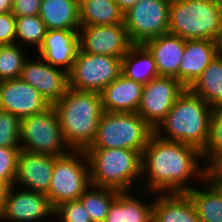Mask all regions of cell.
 Listing matches in <instances>:
<instances>
[{
    "label": "cell",
    "mask_w": 222,
    "mask_h": 222,
    "mask_svg": "<svg viewBox=\"0 0 222 222\" xmlns=\"http://www.w3.org/2000/svg\"><path fill=\"white\" fill-rule=\"evenodd\" d=\"M206 177L207 166L199 149L151 135L142 152L141 190L154 194L186 193L194 188L192 184L200 185Z\"/></svg>",
    "instance_id": "obj_1"
},
{
    "label": "cell",
    "mask_w": 222,
    "mask_h": 222,
    "mask_svg": "<svg viewBox=\"0 0 222 222\" xmlns=\"http://www.w3.org/2000/svg\"><path fill=\"white\" fill-rule=\"evenodd\" d=\"M214 108L186 88L154 133L168 141L192 145L202 151L208 141Z\"/></svg>",
    "instance_id": "obj_2"
},
{
    "label": "cell",
    "mask_w": 222,
    "mask_h": 222,
    "mask_svg": "<svg viewBox=\"0 0 222 222\" xmlns=\"http://www.w3.org/2000/svg\"><path fill=\"white\" fill-rule=\"evenodd\" d=\"M67 145L72 150H85L94 141L103 114L101 94L68 88L53 104Z\"/></svg>",
    "instance_id": "obj_3"
},
{
    "label": "cell",
    "mask_w": 222,
    "mask_h": 222,
    "mask_svg": "<svg viewBox=\"0 0 222 222\" xmlns=\"http://www.w3.org/2000/svg\"><path fill=\"white\" fill-rule=\"evenodd\" d=\"M84 151L89 163L90 185L119 192L140 189L142 178L140 151L123 148H86Z\"/></svg>",
    "instance_id": "obj_4"
},
{
    "label": "cell",
    "mask_w": 222,
    "mask_h": 222,
    "mask_svg": "<svg viewBox=\"0 0 222 222\" xmlns=\"http://www.w3.org/2000/svg\"><path fill=\"white\" fill-rule=\"evenodd\" d=\"M168 33L185 40L219 41L222 9L214 0H171Z\"/></svg>",
    "instance_id": "obj_5"
},
{
    "label": "cell",
    "mask_w": 222,
    "mask_h": 222,
    "mask_svg": "<svg viewBox=\"0 0 222 222\" xmlns=\"http://www.w3.org/2000/svg\"><path fill=\"white\" fill-rule=\"evenodd\" d=\"M154 129L136 112H103L94 141L87 148L144 151Z\"/></svg>",
    "instance_id": "obj_6"
},
{
    "label": "cell",
    "mask_w": 222,
    "mask_h": 222,
    "mask_svg": "<svg viewBox=\"0 0 222 222\" xmlns=\"http://www.w3.org/2000/svg\"><path fill=\"white\" fill-rule=\"evenodd\" d=\"M89 186V163L84 150L55 156L51 185L46 194L54 209L64 202L79 200Z\"/></svg>",
    "instance_id": "obj_7"
},
{
    "label": "cell",
    "mask_w": 222,
    "mask_h": 222,
    "mask_svg": "<svg viewBox=\"0 0 222 222\" xmlns=\"http://www.w3.org/2000/svg\"><path fill=\"white\" fill-rule=\"evenodd\" d=\"M20 128L22 150L52 156H61L72 150L64 139L53 105L40 113L21 119Z\"/></svg>",
    "instance_id": "obj_8"
},
{
    "label": "cell",
    "mask_w": 222,
    "mask_h": 222,
    "mask_svg": "<svg viewBox=\"0 0 222 222\" xmlns=\"http://www.w3.org/2000/svg\"><path fill=\"white\" fill-rule=\"evenodd\" d=\"M122 58L78 51L68 73L69 87L78 91L98 92L121 75Z\"/></svg>",
    "instance_id": "obj_9"
},
{
    "label": "cell",
    "mask_w": 222,
    "mask_h": 222,
    "mask_svg": "<svg viewBox=\"0 0 222 222\" xmlns=\"http://www.w3.org/2000/svg\"><path fill=\"white\" fill-rule=\"evenodd\" d=\"M171 0H139L124 12V25L132 44L168 33Z\"/></svg>",
    "instance_id": "obj_10"
},
{
    "label": "cell",
    "mask_w": 222,
    "mask_h": 222,
    "mask_svg": "<svg viewBox=\"0 0 222 222\" xmlns=\"http://www.w3.org/2000/svg\"><path fill=\"white\" fill-rule=\"evenodd\" d=\"M185 89L175 77H155L144 84L137 113L155 130Z\"/></svg>",
    "instance_id": "obj_11"
},
{
    "label": "cell",
    "mask_w": 222,
    "mask_h": 222,
    "mask_svg": "<svg viewBox=\"0 0 222 222\" xmlns=\"http://www.w3.org/2000/svg\"><path fill=\"white\" fill-rule=\"evenodd\" d=\"M54 211L46 194L13 185L8 187L0 222L53 221Z\"/></svg>",
    "instance_id": "obj_12"
},
{
    "label": "cell",
    "mask_w": 222,
    "mask_h": 222,
    "mask_svg": "<svg viewBox=\"0 0 222 222\" xmlns=\"http://www.w3.org/2000/svg\"><path fill=\"white\" fill-rule=\"evenodd\" d=\"M79 51L122 58L133 45L124 23L82 26L78 30Z\"/></svg>",
    "instance_id": "obj_13"
},
{
    "label": "cell",
    "mask_w": 222,
    "mask_h": 222,
    "mask_svg": "<svg viewBox=\"0 0 222 222\" xmlns=\"http://www.w3.org/2000/svg\"><path fill=\"white\" fill-rule=\"evenodd\" d=\"M29 56L24 63L20 78L34 87L53 105L69 88L68 73L53 67L39 55L35 57L30 54Z\"/></svg>",
    "instance_id": "obj_14"
},
{
    "label": "cell",
    "mask_w": 222,
    "mask_h": 222,
    "mask_svg": "<svg viewBox=\"0 0 222 222\" xmlns=\"http://www.w3.org/2000/svg\"><path fill=\"white\" fill-rule=\"evenodd\" d=\"M50 105L34 87L21 78L0 82V109L20 120L40 113Z\"/></svg>",
    "instance_id": "obj_15"
},
{
    "label": "cell",
    "mask_w": 222,
    "mask_h": 222,
    "mask_svg": "<svg viewBox=\"0 0 222 222\" xmlns=\"http://www.w3.org/2000/svg\"><path fill=\"white\" fill-rule=\"evenodd\" d=\"M55 156L20 150L14 185L47 194L52 180Z\"/></svg>",
    "instance_id": "obj_16"
},
{
    "label": "cell",
    "mask_w": 222,
    "mask_h": 222,
    "mask_svg": "<svg viewBox=\"0 0 222 222\" xmlns=\"http://www.w3.org/2000/svg\"><path fill=\"white\" fill-rule=\"evenodd\" d=\"M79 51L78 30H47L43 43L36 51L53 67L69 73Z\"/></svg>",
    "instance_id": "obj_17"
},
{
    "label": "cell",
    "mask_w": 222,
    "mask_h": 222,
    "mask_svg": "<svg viewBox=\"0 0 222 222\" xmlns=\"http://www.w3.org/2000/svg\"><path fill=\"white\" fill-rule=\"evenodd\" d=\"M146 193L147 196L150 193L147 200L144 199ZM153 206L154 193L150 191L136 189V191L119 192L110 204L109 212L103 222H152Z\"/></svg>",
    "instance_id": "obj_18"
},
{
    "label": "cell",
    "mask_w": 222,
    "mask_h": 222,
    "mask_svg": "<svg viewBox=\"0 0 222 222\" xmlns=\"http://www.w3.org/2000/svg\"><path fill=\"white\" fill-rule=\"evenodd\" d=\"M220 53L217 41L193 39L185 41V51L178 71V80L189 88Z\"/></svg>",
    "instance_id": "obj_19"
},
{
    "label": "cell",
    "mask_w": 222,
    "mask_h": 222,
    "mask_svg": "<svg viewBox=\"0 0 222 222\" xmlns=\"http://www.w3.org/2000/svg\"><path fill=\"white\" fill-rule=\"evenodd\" d=\"M144 84L120 75L101 94L104 112L136 113L139 106Z\"/></svg>",
    "instance_id": "obj_20"
},
{
    "label": "cell",
    "mask_w": 222,
    "mask_h": 222,
    "mask_svg": "<svg viewBox=\"0 0 222 222\" xmlns=\"http://www.w3.org/2000/svg\"><path fill=\"white\" fill-rule=\"evenodd\" d=\"M185 39L166 33L146 41L143 45L153 55L159 76L175 77L185 51Z\"/></svg>",
    "instance_id": "obj_21"
},
{
    "label": "cell",
    "mask_w": 222,
    "mask_h": 222,
    "mask_svg": "<svg viewBox=\"0 0 222 222\" xmlns=\"http://www.w3.org/2000/svg\"><path fill=\"white\" fill-rule=\"evenodd\" d=\"M152 222H200L186 193L154 194Z\"/></svg>",
    "instance_id": "obj_22"
},
{
    "label": "cell",
    "mask_w": 222,
    "mask_h": 222,
    "mask_svg": "<svg viewBox=\"0 0 222 222\" xmlns=\"http://www.w3.org/2000/svg\"><path fill=\"white\" fill-rule=\"evenodd\" d=\"M39 17L47 30H79V0H42Z\"/></svg>",
    "instance_id": "obj_23"
},
{
    "label": "cell",
    "mask_w": 222,
    "mask_h": 222,
    "mask_svg": "<svg viewBox=\"0 0 222 222\" xmlns=\"http://www.w3.org/2000/svg\"><path fill=\"white\" fill-rule=\"evenodd\" d=\"M200 185L203 187L197 184L186 192L195 206L200 222H222V190L208 177Z\"/></svg>",
    "instance_id": "obj_24"
},
{
    "label": "cell",
    "mask_w": 222,
    "mask_h": 222,
    "mask_svg": "<svg viewBox=\"0 0 222 222\" xmlns=\"http://www.w3.org/2000/svg\"><path fill=\"white\" fill-rule=\"evenodd\" d=\"M121 74L143 84L159 76L153 55L143 44H133L122 57Z\"/></svg>",
    "instance_id": "obj_25"
},
{
    "label": "cell",
    "mask_w": 222,
    "mask_h": 222,
    "mask_svg": "<svg viewBox=\"0 0 222 222\" xmlns=\"http://www.w3.org/2000/svg\"><path fill=\"white\" fill-rule=\"evenodd\" d=\"M80 26L124 23V12L115 0H79Z\"/></svg>",
    "instance_id": "obj_26"
},
{
    "label": "cell",
    "mask_w": 222,
    "mask_h": 222,
    "mask_svg": "<svg viewBox=\"0 0 222 222\" xmlns=\"http://www.w3.org/2000/svg\"><path fill=\"white\" fill-rule=\"evenodd\" d=\"M189 89L214 109L222 106V54L219 53Z\"/></svg>",
    "instance_id": "obj_27"
},
{
    "label": "cell",
    "mask_w": 222,
    "mask_h": 222,
    "mask_svg": "<svg viewBox=\"0 0 222 222\" xmlns=\"http://www.w3.org/2000/svg\"><path fill=\"white\" fill-rule=\"evenodd\" d=\"M118 193L119 191L113 189L90 185L79 200L93 222H103L109 212L110 204Z\"/></svg>",
    "instance_id": "obj_28"
},
{
    "label": "cell",
    "mask_w": 222,
    "mask_h": 222,
    "mask_svg": "<svg viewBox=\"0 0 222 222\" xmlns=\"http://www.w3.org/2000/svg\"><path fill=\"white\" fill-rule=\"evenodd\" d=\"M46 32V25L39 15L16 17L15 43L20 46L25 48L31 46L37 51L43 43Z\"/></svg>",
    "instance_id": "obj_29"
},
{
    "label": "cell",
    "mask_w": 222,
    "mask_h": 222,
    "mask_svg": "<svg viewBox=\"0 0 222 222\" xmlns=\"http://www.w3.org/2000/svg\"><path fill=\"white\" fill-rule=\"evenodd\" d=\"M28 52V53H27ZM30 50L17 43L0 45V82L20 78Z\"/></svg>",
    "instance_id": "obj_30"
},
{
    "label": "cell",
    "mask_w": 222,
    "mask_h": 222,
    "mask_svg": "<svg viewBox=\"0 0 222 222\" xmlns=\"http://www.w3.org/2000/svg\"><path fill=\"white\" fill-rule=\"evenodd\" d=\"M222 153V106L215 108L210 119L209 137L201 151L204 164L208 166Z\"/></svg>",
    "instance_id": "obj_31"
},
{
    "label": "cell",
    "mask_w": 222,
    "mask_h": 222,
    "mask_svg": "<svg viewBox=\"0 0 222 222\" xmlns=\"http://www.w3.org/2000/svg\"><path fill=\"white\" fill-rule=\"evenodd\" d=\"M21 120L5 110L0 109V147L21 148Z\"/></svg>",
    "instance_id": "obj_32"
},
{
    "label": "cell",
    "mask_w": 222,
    "mask_h": 222,
    "mask_svg": "<svg viewBox=\"0 0 222 222\" xmlns=\"http://www.w3.org/2000/svg\"><path fill=\"white\" fill-rule=\"evenodd\" d=\"M55 222H93L80 200L67 201L55 208Z\"/></svg>",
    "instance_id": "obj_33"
},
{
    "label": "cell",
    "mask_w": 222,
    "mask_h": 222,
    "mask_svg": "<svg viewBox=\"0 0 222 222\" xmlns=\"http://www.w3.org/2000/svg\"><path fill=\"white\" fill-rule=\"evenodd\" d=\"M20 150L21 148L0 147V182L9 187L14 185Z\"/></svg>",
    "instance_id": "obj_34"
},
{
    "label": "cell",
    "mask_w": 222,
    "mask_h": 222,
    "mask_svg": "<svg viewBox=\"0 0 222 222\" xmlns=\"http://www.w3.org/2000/svg\"><path fill=\"white\" fill-rule=\"evenodd\" d=\"M16 40V17L10 12L0 14V45L14 44Z\"/></svg>",
    "instance_id": "obj_35"
},
{
    "label": "cell",
    "mask_w": 222,
    "mask_h": 222,
    "mask_svg": "<svg viewBox=\"0 0 222 222\" xmlns=\"http://www.w3.org/2000/svg\"><path fill=\"white\" fill-rule=\"evenodd\" d=\"M42 0H13L11 13L15 17L39 15Z\"/></svg>",
    "instance_id": "obj_36"
},
{
    "label": "cell",
    "mask_w": 222,
    "mask_h": 222,
    "mask_svg": "<svg viewBox=\"0 0 222 222\" xmlns=\"http://www.w3.org/2000/svg\"><path fill=\"white\" fill-rule=\"evenodd\" d=\"M207 175H222V153L207 166Z\"/></svg>",
    "instance_id": "obj_37"
},
{
    "label": "cell",
    "mask_w": 222,
    "mask_h": 222,
    "mask_svg": "<svg viewBox=\"0 0 222 222\" xmlns=\"http://www.w3.org/2000/svg\"><path fill=\"white\" fill-rule=\"evenodd\" d=\"M120 9L123 12H126L129 8H131L132 6H134L139 0H115Z\"/></svg>",
    "instance_id": "obj_38"
},
{
    "label": "cell",
    "mask_w": 222,
    "mask_h": 222,
    "mask_svg": "<svg viewBox=\"0 0 222 222\" xmlns=\"http://www.w3.org/2000/svg\"><path fill=\"white\" fill-rule=\"evenodd\" d=\"M8 187L9 186L7 184L0 182V218H1V215H2L5 196H6Z\"/></svg>",
    "instance_id": "obj_39"
},
{
    "label": "cell",
    "mask_w": 222,
    "mask_h": 222,
    "mask_svg": "<svg viewBox=\"0 0 222 222\" xmlns=\"http://www.w3.org/2000/svg\"><path fill=\"white\" fill-rule=\"evenodd\" d=\"M13 0H0V14L10 12L12 10Z\"/></svg>",
    "instance_id": "obj_40"
},
{
    "label": "cell",
    "mask_w": 222,
    "mask_h": 222,
    "mask_svg": "<svg viewBox=\"0 0 222 222\" xmlns=\"http://www.w3.org/2000/svg\"><path fill=\"white\" fill-rule=\"evenodd\" d=\"M207 177L214 181L222 190V175H207Z\"/></svg>",
    "instance_id": "obj_41"
},
{
    "label": "cell",
    "mask_w": 222,
    "mask_h": 222,
    "mask_svg": "<svg viewBox=\"0 0 222 222\" xmlns=\"http://www.w3.org/2000/svg\"><path fill=\"white\" fill-rule=\"evenodd\" d=\"M218 45H219V51L222 54V34H221V37H220V39L218 41Z\"/></svg>",
    "instance_id": "obj_42"
},
{
    "label": "cell",
    "mask_w": 222,
    "mask_h": 222,
    "mask_svg": "<svg viewBox=\"0 0 222 222\" xmlns=\"http://www.w3.org/2000/svg\"><path fill=\"white\" fill-rule=\"evenodd\" d=\"M214 2L222 9V0H214Z\"/></svg>",
    "instance_id": "obj_43"
}]
</instances>
